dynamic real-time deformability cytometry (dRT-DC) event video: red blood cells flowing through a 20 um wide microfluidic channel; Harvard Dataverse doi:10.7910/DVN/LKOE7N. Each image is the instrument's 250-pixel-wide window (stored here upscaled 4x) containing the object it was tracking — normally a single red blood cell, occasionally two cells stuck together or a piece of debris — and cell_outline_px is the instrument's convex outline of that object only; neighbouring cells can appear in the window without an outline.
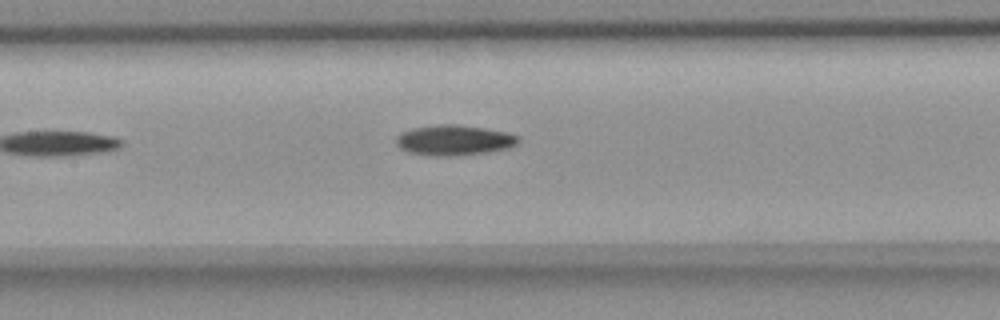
{"species": "common noctule bat (a hibernating species)", "species_latin": "Nyctalus noctula", "temperature_condition": "room temperature", "stored_images_in_passage": 9, "segment_of_instrument_passage": [1, 2], "camera_frame_rate_fps": 3000, "um_per_image_px": 0.085, "animal": {"sex": "female", "body_mass_g": 18.4}, "frame": {"image": 1, "passage_image": 8, "time_ms": 9.0, "image_size_px": [1000, 320], "cell_outline_px": [[520, 140], [516, 144], [508, 148], [488, 152], [448, 156], [432, 156], [408, 152], [400, 148], [396, 144], [396, 136], [400, 132], [412, 128], [440, 124], [456, 124], [484, 128], [508, 132], [520, 136]], "centroid_in_image_um": [38.59, 11.91], "position_along_channel_um": 168.8, "area_um2": 21.73}}